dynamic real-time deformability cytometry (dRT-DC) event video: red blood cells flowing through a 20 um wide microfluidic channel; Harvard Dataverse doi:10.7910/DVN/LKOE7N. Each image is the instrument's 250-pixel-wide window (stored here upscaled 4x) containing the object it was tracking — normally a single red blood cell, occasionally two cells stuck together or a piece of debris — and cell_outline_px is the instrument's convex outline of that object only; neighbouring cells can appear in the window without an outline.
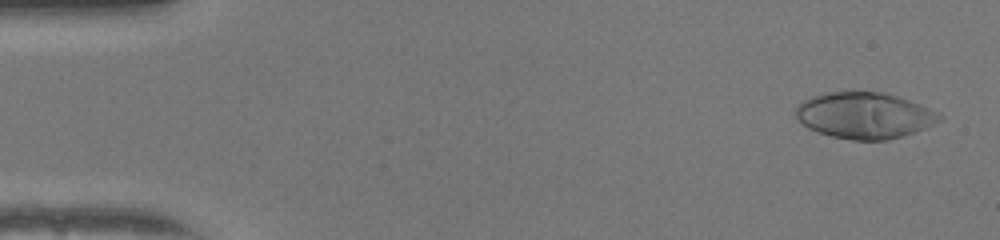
{"species": "human", "species_latin": "Homo sapiens", "temperature_condition": "warm", "stored_images_in_passage": 51, "camera_frame_rate_fps": 3000, "um_per_image_px": 0.085, "donor": {"sex": "female"}, "frame": {"image": 1, "passage_image": 2, "time_ms": 0.333, "image_size_px": [1000, 240], "cell_outline_px": [[944, 116], [940, 120], [916, 132], [888, 140], [852, 140], [832, 136], [808, 128], [796, 116], [796, 108], [804, 100], [812, 96], [828, 92], [884, 92], [920, 104], [940, 112]], "centroid_in_image_um": [73.52, 9.81], "position_along_channel_um": 11.5, "area_um2": 38.44}}
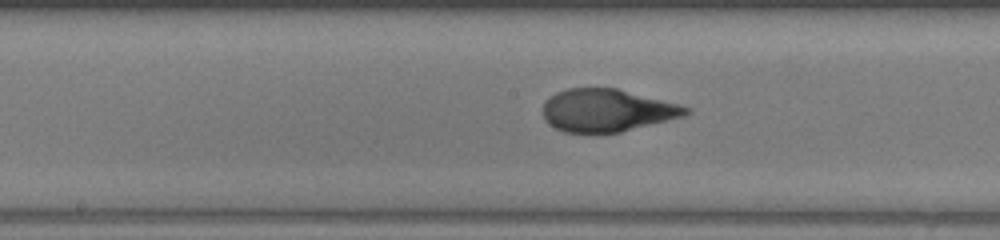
{"frame": {"image": 2, "passage_image": 26, "time_ms": 8.333, "image_size_px": [1000, 240], "cell_outline_px": [[692, 112], [684, 116], [620, 132], [564, 132], [548, 124], [544, 120], [544, 100], [556, 92], [568, 88], [616, 88], [680, 104], [692, 108]], "centroid_in_image_um": [51.6, 9.37], "position_along_channel_um": 196.6, "area_um2": 35.43}}
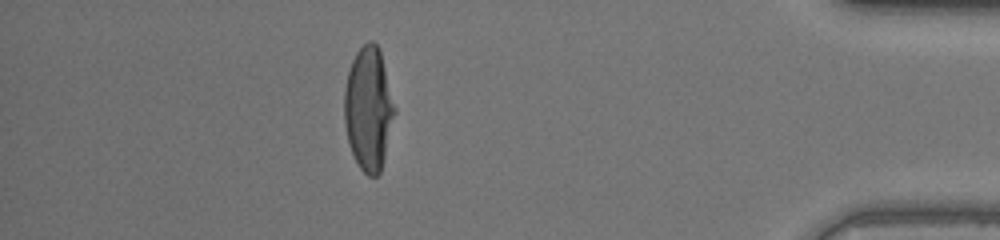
{"frame": {"image": 3, "passage_image": 45, "time_ms": 14.667, "image_size_px": [1000, 240], "cell_outline_px": [[396, 112], [380, 172], [376, 176], [368, 176], [360, 168], [348, 144], [344, 124], [344, 88], [348, 72], [352, 60], [356, 52], [368, 40], [372, 40], [380, 48], [396, 108]], "centroid_in_image_um": [31.32, 9.21], "position_along_channel_um": 403.9, "area_um2": 36.41}, "authors_computed_cell_mechanics": {"area_um2": 36.6452, "velocity_mm_per_s": 4.028, "shape_relaxation_time_tau1_ms": 5.9609, "shape_relaxation_time_tau2_ms": null, "deformation_change_tau1": 0.3424, "deformation_change_tau2": null}}